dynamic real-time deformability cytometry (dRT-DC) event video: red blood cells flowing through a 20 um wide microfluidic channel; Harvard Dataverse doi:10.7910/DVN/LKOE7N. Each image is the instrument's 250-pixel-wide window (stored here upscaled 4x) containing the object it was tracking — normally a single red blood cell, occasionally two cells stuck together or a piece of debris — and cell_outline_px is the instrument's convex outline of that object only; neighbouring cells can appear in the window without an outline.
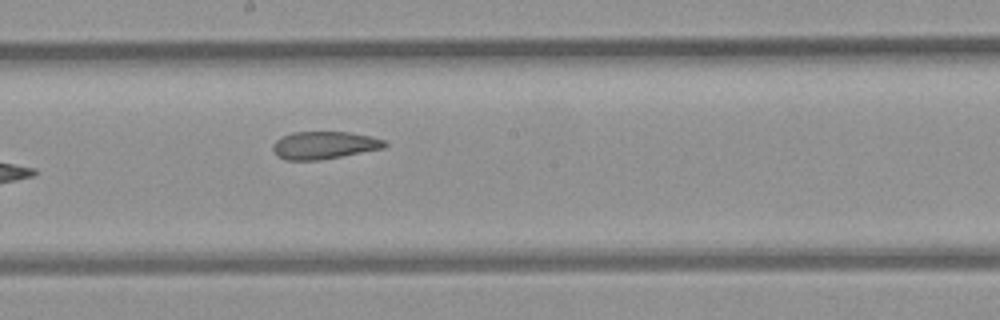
{"species": "common noctule bat (a hibernating species)", "species_latin": "Nyctalus noctula", "temperature_condition": "room temperature", "stored_images_in_passage": 9, "camera_frame_rate_fps": 3000, "um_per_image_px": 0.085, "animal": {"sex": "female", "body_mass_g": 21.9}, "frame": {"image": 1, "passage_image": 9, "time_ms": 2.667, "image_size_px": [1000, 320], "cell_outline_px": [[388, 144], [384, 148], [320, 160], [284, 160], [276, 156], [272, 148], [272, 144], [276, 140], [292, 132], [348, 132], [368, 136], [384, 140]], "centroid_in_image_um": [27.51, 12.35], "position_along_channel_um": 220.7, "area_um2": 17.92}}